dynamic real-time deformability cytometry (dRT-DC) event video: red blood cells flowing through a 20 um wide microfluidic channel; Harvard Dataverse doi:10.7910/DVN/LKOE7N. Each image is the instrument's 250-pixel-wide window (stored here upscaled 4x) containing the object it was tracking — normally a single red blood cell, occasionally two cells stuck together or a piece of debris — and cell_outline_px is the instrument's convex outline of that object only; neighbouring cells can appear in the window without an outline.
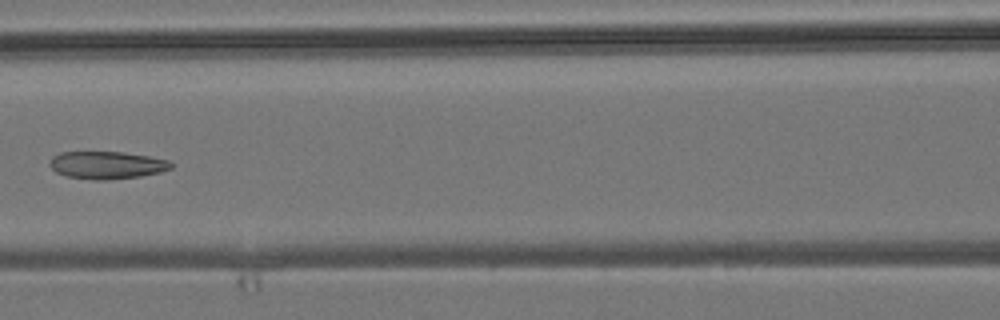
{"species": "common noctule bat (a hibernating species)", "species_latin": "Nyctalus noctula", "temperature_condition": "room temperature", "stored_images_in_passage": 5, "camera_frame_rate_fps": 3000, "um_per_image_px": 0.085, "animal": {"sex": "male", "body_mass_g": 19.2, "forearm_length_mm": 51.8}, "frame": {"image": 1, "passage_image": 5, "time_ms": 5.333, "image_size_px": [1000, 320], "cell_outline_px": [[176, 164], [172, 168], [160, 172], [140, 176], [108, 180], [96, 180], [64, 176], [56, 172], [48, 164], [52, 156], [60, 152], [124, 152], [148, 156], [168, 160]], "centroid_in_image_um": [9.08, 14.03], "position_along_channel_um": 157.5, "area_um2": 19.65}}